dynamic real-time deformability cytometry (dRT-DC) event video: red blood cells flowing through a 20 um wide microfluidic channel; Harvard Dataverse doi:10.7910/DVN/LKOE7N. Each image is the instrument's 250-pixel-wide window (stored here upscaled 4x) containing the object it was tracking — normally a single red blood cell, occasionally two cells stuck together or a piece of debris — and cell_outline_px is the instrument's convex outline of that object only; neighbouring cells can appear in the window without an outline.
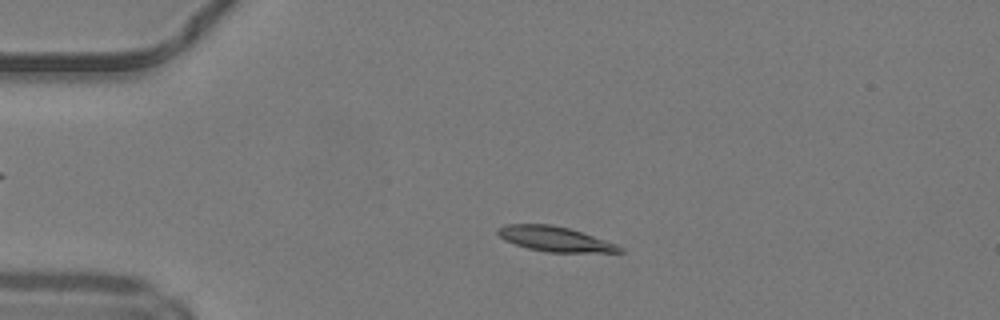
{"species": "common noctule bat (a hibernating species)", "species_latin": "Nyctalus noctula", "temperature_condition": "warm", "stored_images_in_passage": 47, "camera_frame_rate_fps": 3000, "um_per_image_px": 0.085, "animal": {"sex": "male", "body_mass_g": 19.2, "forearm_length_mm": 51.8}, "frame": {"image": 1, "passage_image": 9, "time_ms": 2.667, "image_size_px": [1000, 320], "cell_outline_px": [[624, 252], [548, 252], [528, 248], [504, 240], [496, 232], [496, 228], [504, 224], [552, 224], [568, 228], [616, 244], [624, 248]], "centroid_in_image_um": [47.12, 20.3], "position_along_channel_um": 37.9, "area_um2": 17.51}}
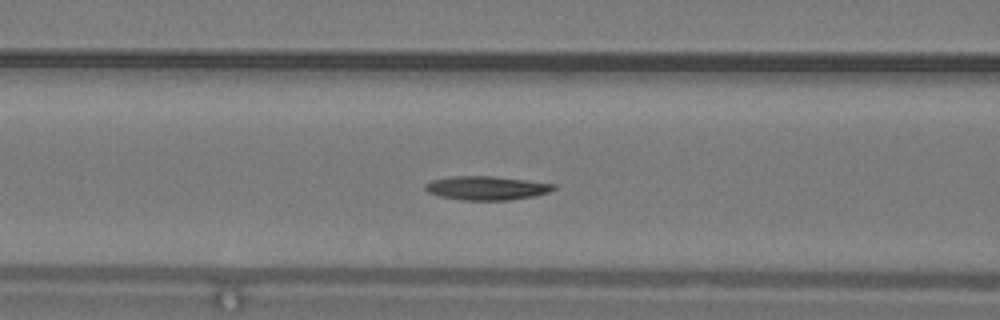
{"frame": {"image": 2, "passage_image": 18, "time_ms": 5.667, "image_size_px": [1000, 320], "cell_outline_px": [[556, 188], [548, 192], [532, 196], [508, 200], [460, 200], [440, 196], [428, 192], [424, 188], [424, 184], [432, 180], [448, 176], [496, 176], [556, 184]], "centroid_in_image_um": [41.32, 15.97], "position_along_channel_um": 125.3, "area_um2": 17.86}}
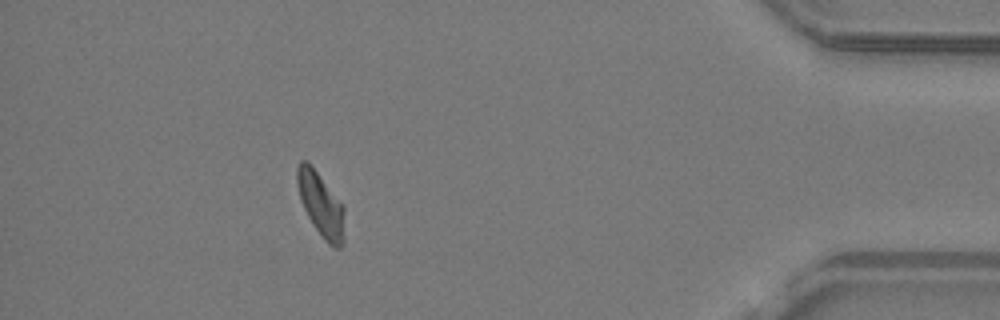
{"frame": {"image": 3, "passage_image": 42, "time_ms": 13.667, "image_size_px": [1000, 320], "cell_outline_px": [[344, 244], [340, 248], [336, 248], [328, 244], [324, 240], [312, 224], [300, 200], [296, 180], [296, 168], [300, 160], [308, 160], [344, 204]], "centroid_in_image_um": [27.28, 17.37], "position_along_channel_um": 407.9, "area_um2": 18.15}, "authors_computed_cell_mechanics": {"area_um2": 17.5134, "velocity_mm_per_s": 4.1991, "shape_relaxation_time_tau1_ms": null, "shape_relaxation_time_tau2_ms": 9.1208, "deformation_change_tau1": null, "deformation_change_tau2": 0.1634}}